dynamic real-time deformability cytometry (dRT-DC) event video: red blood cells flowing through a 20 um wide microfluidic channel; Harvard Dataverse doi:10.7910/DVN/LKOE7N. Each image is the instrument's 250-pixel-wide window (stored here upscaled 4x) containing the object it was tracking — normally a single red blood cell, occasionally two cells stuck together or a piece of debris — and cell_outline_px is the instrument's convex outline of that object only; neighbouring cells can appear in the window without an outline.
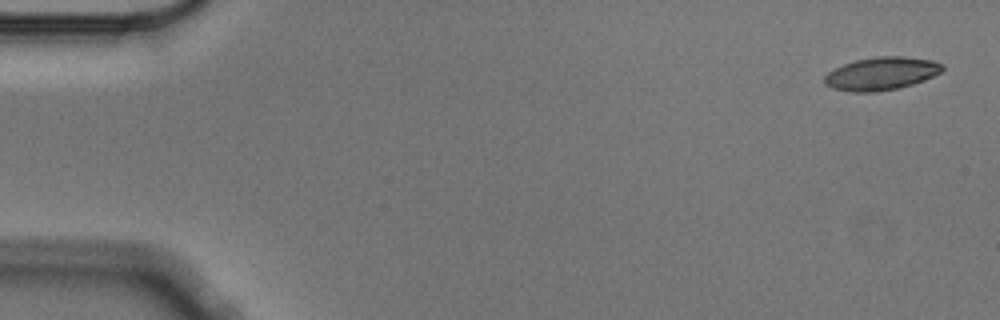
{"species": "Egyptian fruit bat (a non-hibernating species)", "species_latin": "Rousettus aegyptiacus", "temperature_condition": "cold", "stored_images_in_passage": 5, "camera_frame_rate_fps": 3000, "um_per_image_px": 0.085, "animal": {"sex": "male"}, "frame": {"image": 1, "passage_image": 1, "time_ms": 0.0, "image_size_px": [1000, 320], "cell_outline_px": [[944, 68], [940, 72], [924, 80], [900, 88], [876, 92], [852, 92], [832, 88], [824, 84], [824, 76], [828, 72], [844, 64], [856, 60], [876, 56], [904, 56], [932, 60], [944, 64]], "centroid_in_image_um": [74.91, 6.26], "position_along_channel_um": 10.1, "area_um2": 22.72}}
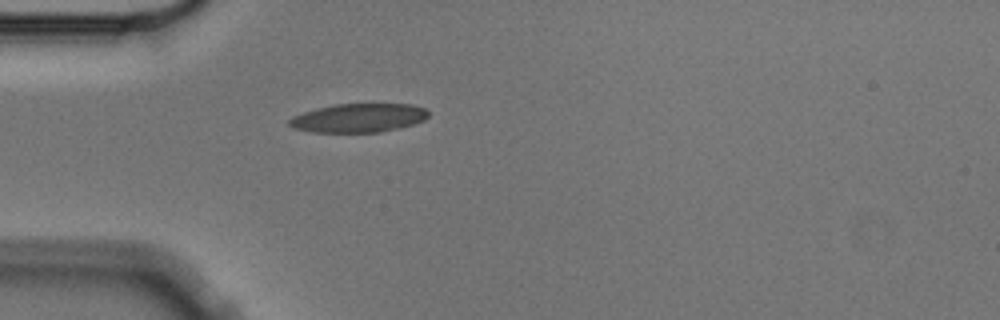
{"frame": {"image": 2, "passage_image": 5, "time_ms": 1.333, "image_size_px": [1000, 320], "cell_outline_px": [[428, 116], [424, 120], [400, 128], [380, 132], [312, 132], [292, 128], [288, 124], [288, 120], [292, 116], [316, 108], [336, 104], [412, 104], [424, 108], [428, 112]], "centroid_in_image_um": [30.45, 10.02], "position_along_channel_um": 54.5, "area_um2": 23.35}}